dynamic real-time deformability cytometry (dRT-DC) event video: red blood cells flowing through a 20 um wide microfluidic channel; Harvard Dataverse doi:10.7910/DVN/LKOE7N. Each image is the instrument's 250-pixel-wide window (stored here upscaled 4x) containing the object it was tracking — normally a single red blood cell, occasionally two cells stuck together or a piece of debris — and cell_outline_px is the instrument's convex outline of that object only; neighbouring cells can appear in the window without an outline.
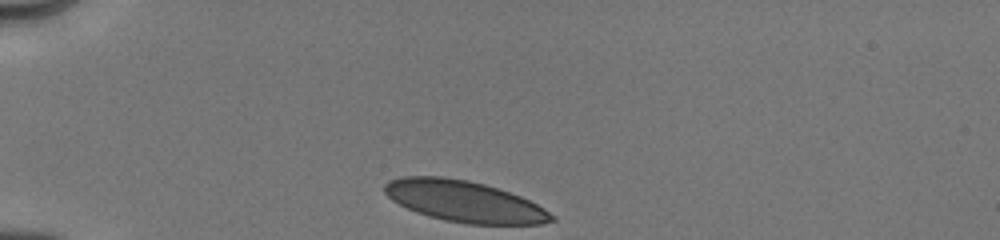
{"species": "human", "species_latin": "Homo sapiens", "temperature_condition": "cold", "stored_images_in_passage": 10, "camera_frame_rate_fps": 3000, "um_per_image_px": 0.085, "donor": {"sex": "male"}, "frame": {"image": 1, "passage_image": 1, "time_ms": 0.0, "image_size_px": [1000, 240], "cell_outline_px": [[556, 220], [540, 224], [468, 224], [444, 220], [428, 216], [416, 212], [392, 200], [384, 192], [384, 184], [388, 180], [404, 176], [444, 176], [468, 180], [484, 184], [520, 196], [544, 208], [556, 216]], "centroid_in_image_um": [39.46, 17.11], "position_along_channel_um": 45.5, "area_um2": 40.06}}
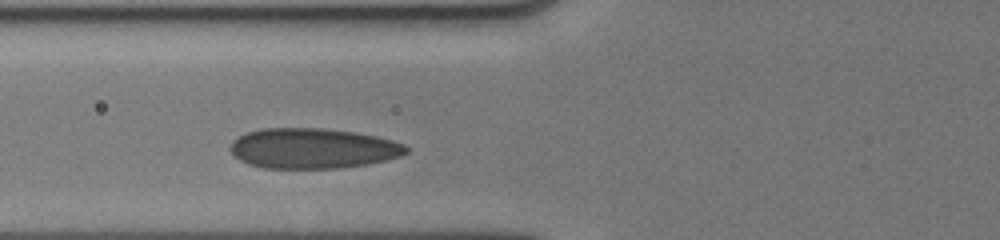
{"frame": {"image": 2, "passage_image": 7, "time_ms": 2.333, "image_size_px": [1000, 240], "cell_outline_px": [[408, 152], [400, 156], [388, 160], [364, 164], [336, 168], [264, 168], [248, 164], [240, 160], [228, 148], [232, 140], [248, 132], [260, 128], [324, 128], [356, 132], [376, 136], [392, 140], [404, 144], [408, 148]], "centroid_in_image_um": [26.58, 12.6], "position_along_channel_um": 99.2, "area_um2": 41.33}}
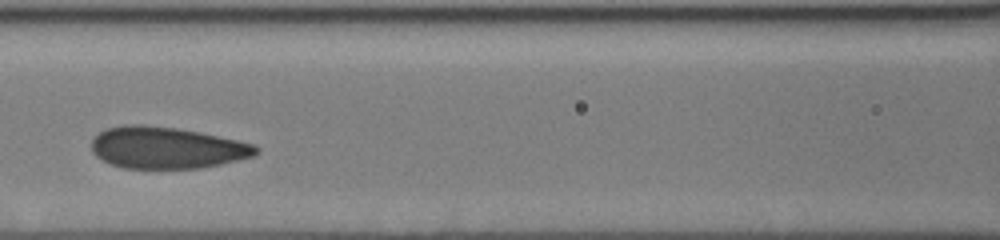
{"frame": {"image": 3, "passage_image": 9, "time_ms": 3.667, "image_size_px": [1000, 240], "cell_outline_px": [[260, 152], [256, 156], [220, 164], [200, 168], [124, 168], [112, 164], [96, 156], [92, 152], [92, 140], [100, 132], [108, 128], [124, 124], [144, 124], [176, 128], [200, 132], [256, 144], [260, 148]], "centroid_in_image_um": [14.22, 12.55], "position_along_channel_um": 152.4, "area_um2": 40.06}}